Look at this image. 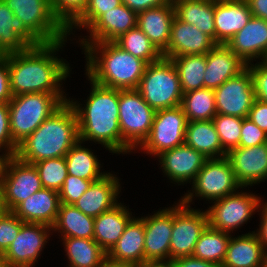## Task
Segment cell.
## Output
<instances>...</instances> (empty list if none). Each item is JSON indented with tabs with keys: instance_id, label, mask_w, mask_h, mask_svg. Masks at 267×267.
I'll list each match as a JSON object with an SVG mask.
<instances>
[{
	"instance_id": "obj_1",
	"label": "cell",
	"mask_w": 267,
	"mask_h": 267,
	"mask_svg": "<svg viewBox=\"0 0 267 267\" xmlns=\"http://www.w3.org/2000/svg\"><path fill=\"white\" fill-rule=\"evenodd\" d=\"M66 40L42 43L22 52L8 53L10 90L13 96L29 93L63 94L60 83L69 75V64L58 59Z\"/></svg>"
},
{
	"instance_id": "obj_2",
	"label": "cell",
	"mask_w": 267,
	"mask_h": 267,
	"mask_svg": "<svg viewBox=\"0 0 267 267\" xmlns=\"http://www.w3.org/2000/svg\"><path fill=\"white\" fill-rule=\"evenodd\" d=\"M92 91L86 106L68 99L78 122L79 140H93L103 144L112 153H122V136L119 127L120 89L107 88L91 81Z\"/></svg>"
},
{
	"instance_id": "obj_3",
	"label": "cell",
	"mask_w": 267,
	"mask_h": 267,
	"mask_svg": "<svg viewBox=\"0 0 267 267\" xmlns=\"http://www.w3.org/2000/svg\"><path fill=\"white\" fill-rule=\"evenodd\" d=\"M78 141L77 116L70 103L65 102L18 145L15 156L30 164L65 157Z\"/></svg>"
},
{
	"instance_id": "obj_4",
	"label": "cell",
	"mask_w": 267,
	"mask_h": 267,
	"mask_svg": "<svg viewBox=\"0 0 267 267\" xmlns=\"http://www.w3.org/2000/svg\"><path fill=\"white\" fill-rule=\"evenodd\" d=\"M81 44L84 54H87L86 75L90 81L107 88H138L147 66L144 60L124 51L114 42ZM98 53H101L99 57Z\"/></svg>"
},
{
	"instance_id": "obj_5",
	"label": "cell",
	"mask_w": 267,
	"mask_h": 267,
	"mask_svg": "<svg viewBox=\"0 0 267 267\" xmlns=\"http://www.w3.org/2000/svg\"><path fill=\"white\" fill-rule=\"evenodd\" d=\"M65 102L68 99L63 94L29 93L13 96L8 103L13 141L19 145Z\"/></svg>"
},
{
	"instance_id": "obj_6",
	"label": "cell",
	"mask_w": 267,
	"mask_h": 267,
	"mask_svg": "<svg viewBox=\"0 0 267 267\" xmlns=\"http://www.w3.org/2000/svg\"><path fill=\"white\" fill-rule=\"evenodd\" d=\"M137 90L155 111L177 107L182 103L178 72L169 58L161 57L147 64Z\"/></svg>"
},
{
	"instance_id": "obj_7",
	"label": "cell",
	"mask_w": 267,
	"mask_h": 267,
	"mask_svg": "<svg viewBox=\"0 0 267 267\" xmlns=\"http://www.w3.org/2000/svg\"><path fill=\"white\" fill-rule=\"evenodd\" d=\"M156 111L150 107L137 89H120L119 127L122 153L130 152L149 136Z\"/></svg>"
},
{
	"instance_id": "obj_8",
	"label": "cell",
	"mask_w": 267,
	"mask_h": 267,
	"mask_svg": "<svg viewBox=\"0 0 267 267\" xmlns=\"http://www.w3.org/2000/svg\"><path fill=\"white\" fill-rule=\"evenodd\" d=\"M3 1L41 43L67 39V27L53 13L49 0Z\"/></svg>"
},
{
	"instance_id": "obj_9",
	"label": "cell",
	"mask_w": 267,
	"mask_h": 267,
	"mask_svg": "<svg viewBox=\"0 0 267 267\" xmlns=\"http://www.w3.org/2000/svg\"><path fill=\"white\" fill-rule=\"evenodd\" d=\"M192 184L193 193L189 192L181 198V202L186 206L192 202L194 193L195 196L216 201L242 188L226 156L207 159Z\"/></svg>"
},
{
	"instance_id": "obj_10",
	"label": "cell",
	"mask_w": 267,
	"mask_h": 267,
	"mask_svg": "<svg viewBox=\"0 0 267 267\" xmlns=\"http://www.w3.org/2000/svg\"><path fill=\"white\" fill-rule=\"evenodd\" d=\"M187 122L181 105L156 111L149 136L139 146L140 149L158 156L184 144Z\"/></svg>"
},
{
	"instance_id": "obj_11",
	"label": "cell",
	"mask_w": 267,
	"mask_h": 267,
	"mask_svg": "<svg viewBox=\"0 0 267 267\" xmlns=\"http://www.w3.org/2000/svg\"><path fill=\"white\" fill-rule=\"evenodd\" d=\"M179 202L173 207L170 260L192 256L200 235L209 225L206 211L194 210Z\"/></svg>"
},
{
	"instance_id": "obj_12",
	"label": "cell",
	"mask_w": 267,
	"mask_h": 267,
	"mask_svg": "<svg viewBox=\"0 0 267 267\" xmlns=\"http://www.w3.org/2000/svg\"><path fill=\"white\" fill-rule=\"evenodd\" d=\"M237 192L214 201L208 208V224L211 228L230 233L243 225L261 206L260 197L245 192Z\"/></svg>"
},
{
	"instance_id": "obj_13",
	"label": "cell",
	"mask_w": 267,
	"mask_h": 267,
	"mask_svg": "<svg viewBox=\"0 0 267 267\" xmlns=\"http://www.w3.org/2000/svg\"><path fill=\"white\" fill-rule=\"evenodd\" d=\"M7 211H13L22 201L43 188L34 164L15 155L6 156L2 166Z\"/></svg>"
},
{
	"instance_id": "obj_14",
	"label": "cell",
	"mask_w": 267,
	"mask_h": 267,
	"mask_svg": "<svg viewBox=\"0 0 267 267\" xmlns=\"http://www.w3.org/2000/svg\"><path fill=\"white\" fill-rule=\"evenodd\" d=\"M217 114L247 118L255 100L253 78L248 67L214 89Z\"/></svg>"
},
{
	"instance_id": "obj_15",
	"label": "cell",
	"mask_w": 267,
	"mask_h": 267,
	"mask_svg": "<svg viewBox=\"0 0 267 267\" xmlns=\"http://www.w3.org/2000/svg\"><path fill=\"white\" fill-rule=\"evenodd\" d=\"M52 227L40 223H24L10 244L0 256L3 267H32L40 256V252Z\"/></svg>"
},
{
	"instance_id": "obj_16",
	"label": "cell",
	"mask_w": 267,
	"mask_h": 267,
	"mask_svg": "<svg viewBox=\"0 0 267 267\" xmlns=\"http://www.w3.org/2000/svg\"><path fill=\"white\" fill-rule=\"evenodd\" d=\"M226 157L242 188L267 178V142L253 147L230 149Z\"/></svg>"
},
{
	"instance_id": "obj_17",
	"label": "cell",
	"mask_w": 267,
	"mask_h": 267,
	"mask_svg": "<svg viewBox=\"0 0 267 267\" xmlns=\"http://www.w3.org/2000/svg\"><path fill=\"white\" fill-rule=\"evenodd\" d=\"M144 263L170 259V240L173 229V207L143 217Z\"/></svg>"
},
{
	"instance_id": "obj_18",
	"label": "cell",
	"mask_w": 267,
	"mask_h": 267,
	"mask_svg": "<svg viewBox=\"0 0 267 267\" xmlns=\"http://www.w3.org/2000/svg\"><path fill=\"white\" fill-rule=\"evenodd\" d=\"M216 43L192 24L174 17L170 39L162 57L173 58L183 55H201L210 51Z\"/></svg>"
},
{
	"instance_id": "obj_19",
	"label": "cell",
	"mask_w": 267,
	"mask_h": 267,
	"mask_svg": "<svg viewBox=\"0 0 267 267\" xmlns=\"http://www.w3.org/2000/svg\"><path fill=\"white\" fill-rule=\"evenodd\" d=\"M226 45L247 65L255 58L267 60V21L252 16Z\"/></svg>"
},
{
	"instance_id": "obj_20",
	"label": "cell",
	"mask_w": 267,
	"mask_h": 267,
	"mask_svg": "<svg viewBox=\"0 0 267 267\" xmlns=\"http://www.w3.org/2000/svg\"><path fill=\"white\" fill-rule=\"evenodd\" d=\"M163 172L176 183L194 181L199 170L208 158L185 143L173 149L163 151L160 155Z\"/></svg>"
},
{
	"instance_id": "obj_21",
	"label": "cell",
	"mask_w": 267,
	"mask_h": 267,
	"mask_svg": "<svg viewBox=\"0 0 267 267\" xmlns=\"http://www.w3.org/2000/svg\"><path fill=\"white\" fill-rule=\"evenodd\" d=\"M252 16L246 0H214L215 43L226 45Z\"/></svg>"
},
{
	"instance_id": "obj_22",
	"label": "cell",
	"mask_w": 267,
	"mask_h": 267,
	"mask_svg": "<svg viewBox=\"0 0 267 267\" xmlns=\"http://www.w3.org/2000/svg\"><path fill=\"white\" fill-rule=\"evenodd\" d=\"M138 14L122 4L102 14L88 29L90 39L81 43L114 42L121 35L137 27Z\"/></svg>"
},
{
	"instance_id": "obj_23",
	"label": "cell",
	"mask_w": 267,
	"mask_h": 267,
	"mask_svg": "<svg viewBox=\"0 0 267 267\" xmlns=\"http://www.w3.org/2000/svg\"><path fill=\"white\" fill-rule=\"evenodd\" d=\"M145 231L143 217L133 218L124 233L107 253V261L113 264L140 267L144 264Z\"/></svg>"
},
{
	"instance_id": "obj_24",
	"label": "cell",
	"mask_w": 267,
	"mask_h": 267,
	"mask_svg": "<svg viewBox=\"0 0 267 267\" xmlns=\"http://www.w3.org/2000/svg\"><path fill=\"white\" fill-rule=\"evenodd\" d=\"M206 60L204 88L209 89L218 88L247 67V64L225 44H216L206 53Z\"/></svg>"
},
{
	"instance_id": "obj_25",
	"label": "cell",
	"mask_w": 267,
	"mask_h": 267,
	"mask_svg": "<svg viewBox=\"0 0 267 267\" xmlns=\"http://www.w3.org/2000/svg\"><path fill=\"white\" fill-rule=\"evenodd\" d=\"M60 205L59 192L42 188L22 201L12 212L24 223H40L52 227Z\"/></svg>"
},
{
	"instance_id": "obj_26",
	"label": "cell",
	"mask_w": 267,
	"mask_h": 267,
	"mask_svg": "<svg viewBox=\"0 0 267 267\" xmlns=\"http://www.w3.org/2000/svg\"><path fill=\"white\" fill-rule=\"evenodd\" d=\"M118 180L113 174L108 173L93 182L73 205L85 215L98 217L118 204L116 199L120 193Z\"/></svg>"
},
{
	"instance_id": "obj_27",
	"label": "cell",
	"mask_w": 267,
	"mask_h": 267,
	"mask_svg": "<svg viewBox=\"0 0 267 267\" xmlns=\"http://www.w3.org/2000/svg\"><path fill=\"white\" fill-rule=\"evenodd\" d=\"M41 44L4 1L0 0V55L22 52Z\"/></svg>"
},
{
	"instance_id": "obj_28",
	"label": "cell",
	"mask_w": 267,
	"mask_h": 267,
	"mask_svg": "<svg viewBox=\"0 0 267 267\" xmlns=\"http://www.w3.org/2000/svg\"><path fill=\"white\" fill-rule=\"evenodd\" d=\"M174 17L173 2L138 13L137 27L143 31L161 54L168 46Z\"/></svg>"
},
{
	"instance_id": "obj_29",
	"label": "cell",
	"mask_w": 267,
	"mask_h": 267,
	"mask_svg": "<svg viewBox=\"0 0 267 267\" xmlns=\"http://www.w3.org/2000/svg\"><path fill=\"white\" fill-rule=\"evenodd\" d=\"M267 256L255 232L230 237L221 267H260Z\"/></svg>"
},
{
	"instance_id": "obj_30",
	"label": "cell",
	"mask_w": 267,
	"mask_h": 267,
	"mask_svg": "<svg viewBox=\"0 0 267 267\" xmlns=\"http://www.w3.org/2000/svg\"><path fill=\"white\" fill-rule=\"evenodd\" d=\"M121 203L94 218L93 239L108 253L124 233L132 219L131 214Z\"/></svg>"
},
{
	"instance_id": "obj_31",
	"label": "cell",
	"mask_w": 267,
	"mask_h": 267,
	"mask_svg": "<svg viewBox=\"0 0 267 267\" xmlns=\"http://www.w3.org/2000/svg\"><path fill=\"white\" fill-rule=\"evenodd\" d=\"M175 16L196 26L215 42L214 0H173Z\"/></svg>"
},
{
	"instance_id": "obj_32",
	"label": "cell",
	"mask_w": 267,
	"mask_h": 267,
	"mask_svg": "<svg viewBox=\"0 0 267 267\" xmlns=\"http://www.w3.org/2000/svg\"><path fill=\"white\" fill-rule=\"evenodd\" d=\"M184 143L208 159L225 157L227 154L212 120L187 122Z\"/></svg>"
},
{
	"instance_id": "obj_33",
	"label": "cell",
	"mask_w": 267,
	"mask_h": 267,
	"mask_svg": "<svg viewBox=\"0 0 267 267\" xmlns=\"http://www.w3.org/2000/svg\"><path fill=\"white\" fill-rule=\"evenodd\" d=\"M52 230H58L63 237L93 239L94 217L85 215L73 204L61 203Z\"/></svg>"
},
{
	"instance_id": "obj_34",
	"label": "cell",
	"mask_w": 267,
	"mask_h": 267,
	"mask_svg": "<svg viewBox=\"0 0 267 267\" xmlns=\"http://www.w3.org/2000/svg\"><path fill=\"white\" fill-rule=\"evenodd\" d=\"M70 267H103L107 253L94 239L63 237Z\"/></svg>"
},
{
	"instance_id": "obj_35",
	"label": "cell",
	"mask_w": 267,
	"mask_h": 267,
	"mask_svg": "<svg viewBox=\"0 0 267 267\" xmlns=\"http://www.w3.org/2000/svg\"><path fill=\"white\" fill-rule=\"evenodd\" d=\"M80 143V144H79ZM78 141L65 155L67 173L85 180L98 181L107 173H100L99 160L93 152Z\"/></svg>"
},
{
	"instance_id": "obj_36",
	"label": "cell",
	"mask_w": 267,
	"mask_h": 267,
	"mask_svg": "<svg viewBox=\"0 0 267 267\" xmlns=\"http://www.w3.org/2000/svg\"><path fill=\"white\" fill-rule=\"evenodd\" d=\"M169 59L172 60L178 72L183 93L204 88L206 54L183 55Z\"/></svg>"
},
{
	"instance_id": "obj_37",
	"label": "cell",
	"mask_w": 267,
	"mask_h": 267,
	"mask_svg": "<svg viewBox=\"0 0 267 267\" xmlns=\"http://www.w3.org/2000/svg\"><path fill=\"white\" fill-rule=\"evenodd\" d=\"M230 236L228 232L213 229L208 225L200 235L192 256L221 266L226 256Z\"/></svg>"
},
{
	"instance_id": "obj_38",
	"label": "cell",
	"mask_w": 267,
	"mask_h": 267,
	"mask_svg": "<svg viewBox=\"0 0 267 267\" xmlns=\"http://www.w3.org/2000/svg\"><path fill=\"white\" fill-rule=\"evenodd\" d=\"M181 106L190 121H209L217 115L214 89L202 88L183 93Z\"/></svg>"
},
{
	"instance_id": "obj_39",
	"label": "cell",
	"mask_w": 267,
	"mask_h": 267,
	"mask_svg": "<svg viewBox=\"0 0 267 267\" xmlns=\"http://www.w3.org/2000/svg\"><path fill=\"white\" fill-rule=\"evenodd\" d=\"M114 43L124 51L144 60L147 64L156 62L162 57L159 50L138 27L124 33Z\"/></svg>"
},
{
	"instance_id": "obj_40",
	"label": "cell",
	"mask_w": 267,
	"mask_h": 267,
	"mask_svg": "<svg viewBox=\"0 0 267 267\" xmlns=\"http://www.w3.org/2000/svg\"><path fill=\"white\" fill-rule=\"evenodd\" d=\"M43 188L59 192L67 177V166L65 157L45 159L34 163Z\"/></svg>"
},
{
	"instance_id": "obj_41",
	"label": "cell",
	"mask_w": 267,
	"mask_h": 267,
	"mask_svg": "<svg viewBox=\"0 0 267 267\" xmlns=\"http://www.w3.org/2000/svg\"><path fill=\"white\" fill-rule=\"evenodd\" d=\"M212 121L226 152L239 147L243 118L217 114Z\"/></svg>"
},
{
	"instance_id": "obj_42",
	"label": "cell",
	"mask_w": 267,
	"mask_h": 267,
	"mask_svg": "<svg viewBox=\"0 0 267 267\" xmlns=\"http://www.w3.org/2000/svg\"><path fill=\"white\" fill-rule=\"evenodd\" d=\"M122 4V0H88L83 11L67 26V34L74 27L88 29L102 14Z\"/></svg>"
},
{
	"instance_id": "obj_43",
	"label": "cell",
	"mask_w": 267,
	"mask_h": 267,
	"mask_svg": "<svg viewBox=\"0 0 267 267\" xmlns=\"http://www.w3.org/2000/svg\"><path fill=\"white\" fill-rule=\"evenodd\" d=\"M23 224L12 211L0 213V256L17 237Z\"/></svg>"
},
{
	"instance_id": "obj_44",
	"label": "cell",
	"mask_w": 267,
	"mask_h": 267,
	"mask_svg": "<svg viewBox=\"0 0 267 267\" xmlns=\"http://www.w3.org/2000/svg\"><path fill=\"white\" fill-rule=\"evenodd\" d=\"M53 13L67 27L86 7L88 0H49Z\"/></svg>"
},
{
	"instance_id": "obj_45",
	"label": "cell",
	"mask_w": 267,
	"mask_h": 267,
	"mask_svg": "<svg viewBox=\"0 0 267 267\" xmlns=\"http://www.w3.org/2000/svg\"><path fill=\"white\" fill-rule=\"evenodd\" d=\"M95 182L85 180L68 174L64 180L63 186L59 191V198L61 203L74 204L81 195Z\"/></svg>"
},
{
	"instance_id": "obj_46",
	"label": "cell",
	"mask_w": 267,
	"mask_h": 267,
	"mask_svg": "<svg viewBox=\"0 0 267 267\" xmlns=\"http://www.w3.org/2000/svg\"><path fill=\"white\" fill-rule=\"evenodd\" d=\"M0 149H6L5 152L8 151L5 156L15 155L18 149V145L11 136L9 105L7 103H0Z\"/></svg>"
},
{
	"instance_id": "obj_47",
	"label": "cell",
	"mask_w": 267,
	"mask_h": 267,
	"mask_svg": "<svg viewBox=\"0 0 267 267\" xmlns=\"http://www.w3.org/2000/svg\"><path fill=\"white\" fill-rule=\"evenodd\" d=\"M267 142V134L248 118H243L239 147H253Z\"/></svg>"
},
{
	"instance_id": "obj_48",
	"label": "cell",
	"mask_w": 267,
	"mask_h": 267,
	"mask_svg": "<svg viewBox=\"0 0 267 267\" xmlns=\"http://www.w3.org/2000/svg\"><path fill=\"white\" fill-rule=\"evenodd\" d=\"M250 65L247 67L253 78L255 99L267 103V60Z\"/></svg>"
},
{
	"instance_id": "obj_49",
	"label": "cell",
	"mask_w": 267,
	"mask_h": 267,
	"mask_svg": "<svg viewBox=\"0 0 267 267\" xmlns=\"http://www.w3.org/2000/svg\"><path fill=\"white\" fill-rule=\"evenodd\" d=\"M13 95L10 90L8 54L0 55V103H9Z\"/></svg>"
},
{
	"instance_id": "obj_50",
	"label": "cell",
	"mask_w": 267,
	"mask_h": 267,
	"mask_svg": "<svg viewBox=\"0 0 267 267\" xmlns=\"http://www.w3.org/2000/svg\"><path fill=\"white\" fill-rule=\"evenodd\" d=\"M247 118L267 134V103L255 99Z\"/></svg>"
},
{
	"instance_id": "obj_51",
	"label": "cell",
	"mask_w": 267,
	"mask_h": 267,
	"mask_svg": "<svg viewBox=\"0 0 267 267\" xmlns=\"http://www.w3.org/2000/svg\"><path fill=\"white\" fill-rule=\"evenodd\" d=\"M173 0H122V3L137 14L152 7L169 4Z\"/></svg>"
},
{
	"instance_id": "obj_52",
	"label": "cell",
	"mask_w": 267,
	"mask_h": 267,
	"mask_svg": "<svg viewBox=\"0 0 267 267\" xmlns=\"http://www.w3.org/2000/svg\"><path fill=\"white\" fill-rule=\"evenodd\" d=\"M175 267H221L216 263L201 260L193 256L181 257L173 260Z\"/></svg>"
},
{
	"instance_id": "obj_53",
	"label": "cell",
	"mask_w": 267,
	"mask_h": 267,
	"mask_svg": "<svg viewBox=\"0 0 267 267\" xmlns=\"http://www.w3.org/2000/svg\"><path fill=\"white\" fill-rule=\"evenodd\" d=\"M254 17L267 21V0H246Z\"/></svg>"
},
{
	"instance_id": "obj_54",
	"label": "cell",
	"mask_w": 267,
	"mask_h": 267,
	"mask_svg": "<svg viewBox=\"0 0 267 267\" xmlns=\"http://www.w3.org/2000/svg\"><path fill=\"white\" fill-rule=\"evenodd\" d=\"M262 219H261V224H260V229L256 232V235L259 238V241L262 244V247L264 250H267V203L264 205L262 204Z\"/></svg>"
},
{
	"instance_id": "obj_55",
	"label": "cell",
	"mask_w": 267,
	"mask_h": 267,
	"mask_svg": "<svg viewBox=\"0 0 267 267\" xmlns=\"http://www.w3.org/2000/svg\"><path fill=\"white\" fill-rule=\"evenodd\" d=\"M140 267H175L173 260L147 261Z\"/></svg>"
},
{
	"instance_id": "obj_56",
	"label": "cell",
	"mask_w": 267,
	"mask_h": 267,
	"mask_svg": "<svg viewBox=\"0 0 267 267\" xmlns=\"http://www.w3.org/2000/svg\"><path fill=\"white\" fill-rule=\"evenodd\" d=\"M5 193H4V177L2 168L0 169V213L6 212Z\"/></svg>"
},
{
	"instance_id": "obj_57",
	"label": "cell",
	"mask_w": 267,
	"mask_h": 267,
	"mask_svg": "<svg viewBox=\"0 0 267 267\" xmlns=\"http://www.w3.org/2000/svg\"><path fill=\"white\" fill-rule=\"evenodd\" d=\"M103 267H135V266H131V265H122V264H113L110 262H106Z\"/></svg>"
},
{
	"instance_id": "obj_58",
	"label": "cell",
	"mask_w": 267,
	"mask_h": 267,
	"mask_svg": "<svg viewBox=\"0 0 267 267\" xmlns=\"http://www.w3.org/2000/svg\"><path fill=\"white\" fill-rule=\"evenodd\" d=\"M5 157H6L5 154H2V156L0 155V169L3 166V162H4Z\"/></svg>"
},
{
	"instance_id": "obj_59",
	"label": "cell",
	"mask_w": 267,
	"mask_h": 267,
	"mask_svg": "<svg viewBox=\"0 0 267 267\" xmlns=\"http://www.w3.org/2000/svg\"><path fill=\"white\" fill-rule=\"evenodd\" d=\"M260 267H267V256L263 260V263H262V265Z\"/></svg>"
},
{
	"instance_id": "obj_60",
	"label": "cell",
	"mask_w": 267,
	"mask_h": 267,
	"mask_svg": "<svg viewBox=\"0 0 267 267\" xmlns=\"http://www.w3.org/2000/svg\"><path fill=\"white\" fill-rule=\"evenodd\" d=\"M0 267H3V266H2V260H1V257H0Z\"/></svg>"
}]
</instances>
